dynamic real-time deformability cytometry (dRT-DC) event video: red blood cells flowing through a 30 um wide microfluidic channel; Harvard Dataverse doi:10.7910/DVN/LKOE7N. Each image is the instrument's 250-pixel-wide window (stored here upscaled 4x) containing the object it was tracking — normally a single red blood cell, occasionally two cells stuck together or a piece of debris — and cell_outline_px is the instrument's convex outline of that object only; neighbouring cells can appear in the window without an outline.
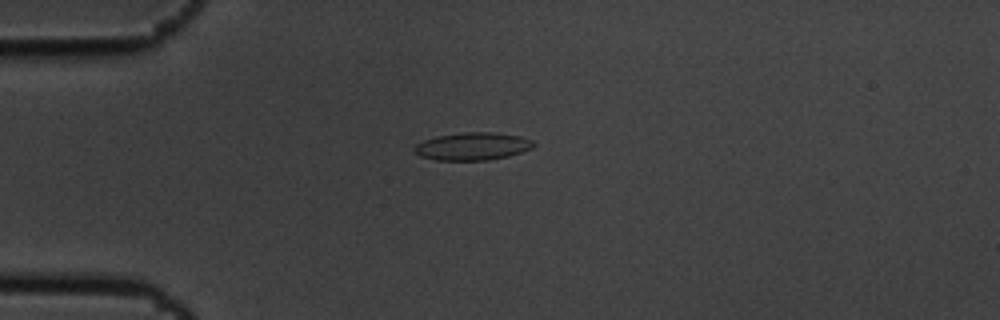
{"species": "common noctule bat (a hibernating species)", "species_latin": "Nyctalus noctula", "temperature_condition": "cold", "stored_images_in_passage": 11, "camera_frame_rate_fps": 3000, "um_per_image_px": 0.085, "animal": {"sex": "male", "body_mass_g": 19.5, "forearm_length_mm": 54.6}, "frame": {"image": 1, "passage_image": 4, "time_ms": 1.0, "image_size_px": [1000, 320], "cell_outline_px": [[536, 144], [532, 148], [508, 156], [488, 160], [436, 160], [420, 156], [412, 148], [416, 144], [424, 140], [436, 136], [460, 132], [496, 132], [520, 136], [532, 140]], "centroid_in_image_um": [40.16, 12.42], "position_along_channel_um": 44.8, "area_um2": 19.31}}
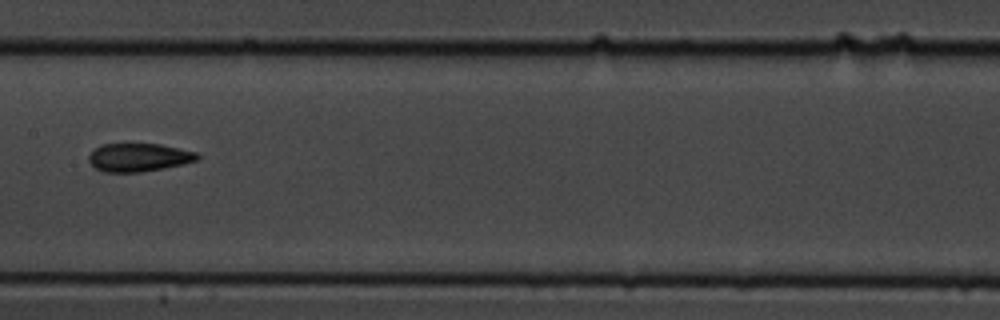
{"frame": {"image": 2, "passage_image": 8, "time_ms": 2.333, "image_size_px": [1000, 320], "cell_outline_px": [[200, 156], [196, 160], [184, 164], [164, 168], [140, 172], [104, 172], [96, 168], [88, 160], [88, 156], [100, 144], [160, 144], [196, 152]], "centroid_in_image_um": [11.79, 13.38], "position_along_channel_um": 195.6, "area_um2": 17.74}}
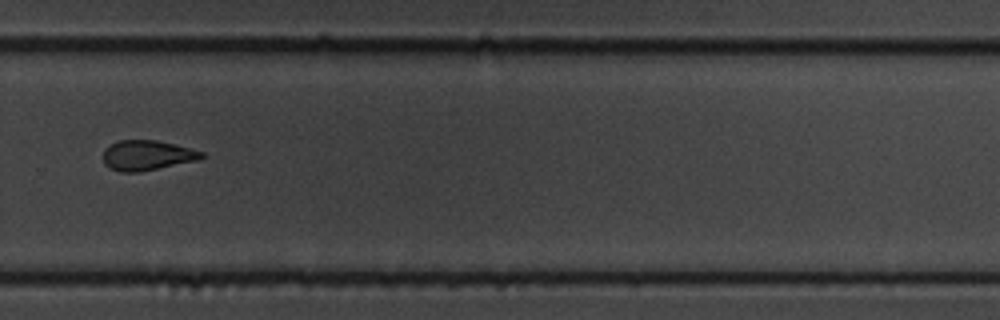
{"frame": {"image": 3, "passage_image": 11, "time_ms": 3.333, "image_size_px": [1000, 320], "cell_outline_px": [[204, 156], [200, 160], [140, 172], [120, 172], [108, 168], [104, 164], [104, 148], [120, 140], [156, 140], [204, 152]], "centroid_in_image_um": [12.49, 13.22], "position_along_channel_um": 317.3, "area_um2": 17.22}}